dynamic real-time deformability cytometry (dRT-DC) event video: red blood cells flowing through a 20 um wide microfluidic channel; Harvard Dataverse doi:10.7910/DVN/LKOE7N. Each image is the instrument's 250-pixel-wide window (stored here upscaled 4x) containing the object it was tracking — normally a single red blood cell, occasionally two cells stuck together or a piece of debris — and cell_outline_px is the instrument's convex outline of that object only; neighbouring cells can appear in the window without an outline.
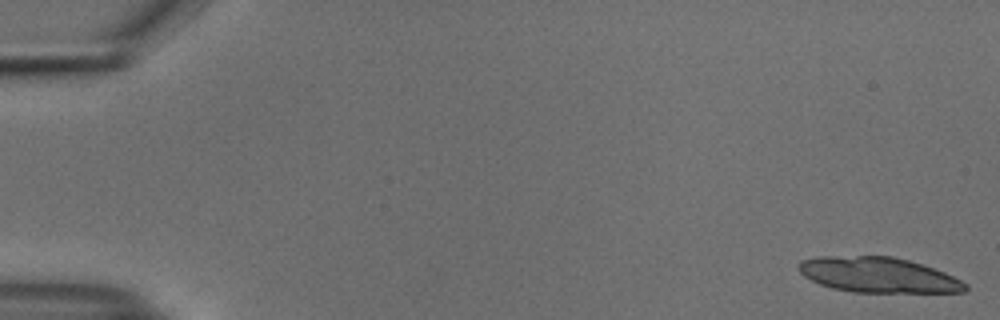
{"species": "common noctule bat (a hibernating species)", "species_latin": "Nyctalus noctula", "temperature_condition": "cold", "stored_images_in_passage": 14, "camera_frame_rate_fps": 3000, "um_per_image_px": 0.085, "animal": {"sex": "male", "body_mass_g": 18.8}, "frame": {"image": 1, "passage_image": 1, "time_ms": 0.0, "image_size_px": [1000, 320], "cell_outline_px": [[968, 288], [964, 292], [852, 292], [832, 288], [820, 284], [804, 276], [796, 268], [800, 260], [816, 256], [892, 256], [908, 260], [944, 272], [968, 284]], "centroid_in_image_um": [74.6, 23.36], "position_along_channel_um": 10.4, "area_um2": 34.22}}